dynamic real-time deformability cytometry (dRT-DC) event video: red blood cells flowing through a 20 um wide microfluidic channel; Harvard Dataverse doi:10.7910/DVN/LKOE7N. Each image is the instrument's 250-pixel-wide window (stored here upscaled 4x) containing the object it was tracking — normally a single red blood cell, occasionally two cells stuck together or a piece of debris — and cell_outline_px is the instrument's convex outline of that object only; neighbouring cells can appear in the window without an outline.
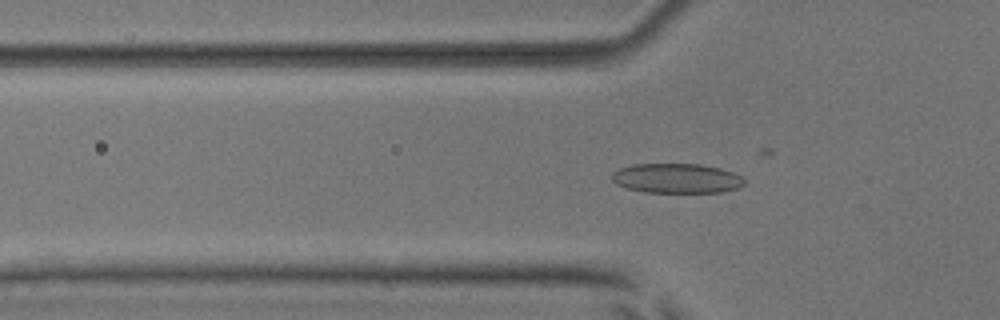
{"species": "common noctule bat (a hibernating species)", "species_latin": "Nyctalus noctula", "temperature_condition": "room temperature", "stored_images_in_passage": 42, "camera_frame_rate_fps": 3000, "um_per_image_px": 0.085, "animal": {"sex": "male", "body_mass_g": 17.9, "forearm_length_mm": 54.2}, "frame": {"image": 1, "passage_image": 18, "time_ms": 5.667, "image_size_px": [1000, 320], "cell_outline_px": [[744, 184], [740, 188], [720, 192], [644, 192], [628, 188], [616, 184], [612, 180], [612, 172], [620, 168], [632, 164], [700, 164], [720, 168], [732, 172], [740, 176], [744, 180]], "centroid_in_image_um": [57.51, 15.15], "position_along_channel_um": 68.3, "area_um2": 22.89}}
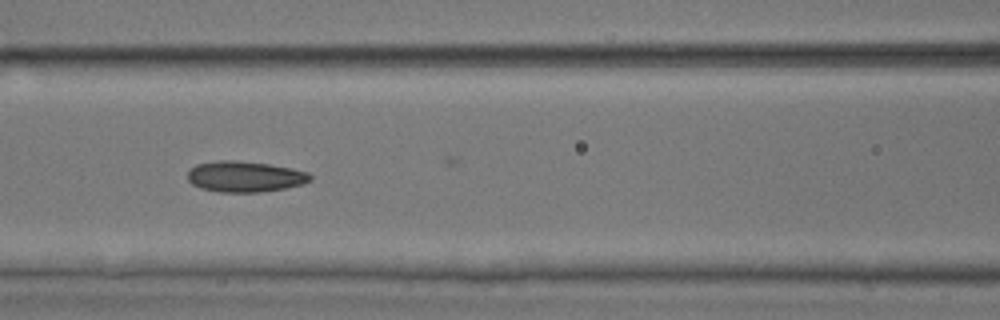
{"frame": {"image": 2, "passage_image": 24, "time_ms": 7.667, "image_size_px": [1000, 320], "cell_outline_px": [[312, 180], [304, 184], [284, 188], [260, 192], [220, 192], [200, 188], [192, 184], [188, 180], [188, 172], [196, 164], [220, 160], [236, 160], [268, 164], [292, 168], [308, 172], [312, 176]], "centroid_in_image_um": [20.83, 15.01], "position_along_channel_um": 145.8, "area_um2": 22.08}}
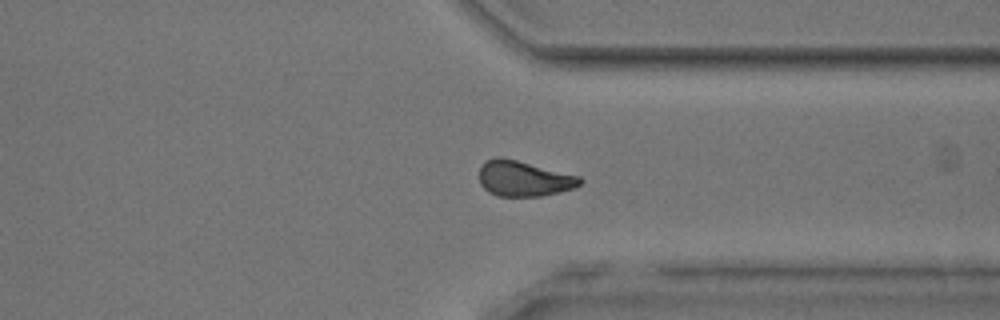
{"frame": {"image": 3, "passage_image": 41, "time_ms": 13.333, "image_size_px": [1000, 320], "cell_outline_px": [[584, 180], [580, 184], [572, 188], [540, 196], [496, 196], [488, 192], [480, 184], [480, 164], [484, 160], [496, 156], [500, 156], [580, 176]], "centroid_in_image_um": [44.47, 15.16], "position_along_channel_um": 366.9, "area_um2": 20.81}}